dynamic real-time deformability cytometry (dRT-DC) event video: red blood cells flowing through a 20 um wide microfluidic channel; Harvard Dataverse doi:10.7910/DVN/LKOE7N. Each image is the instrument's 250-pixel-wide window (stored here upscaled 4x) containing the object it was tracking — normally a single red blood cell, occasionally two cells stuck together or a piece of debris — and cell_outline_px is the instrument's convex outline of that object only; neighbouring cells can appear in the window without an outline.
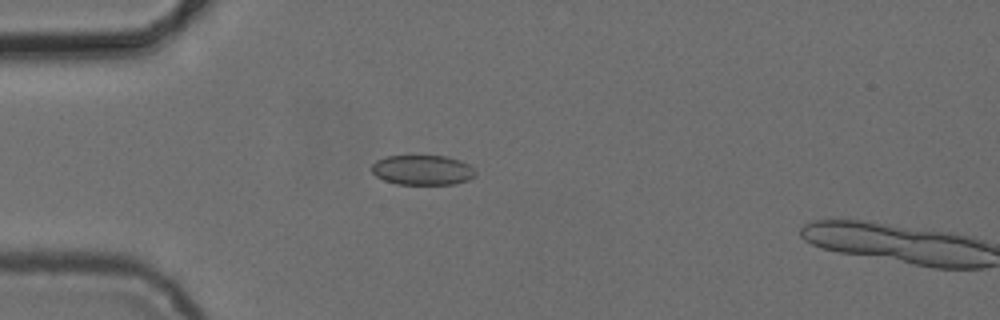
{"species": "common noctule bat (a hibernating species)", "species_latin": "Nyctalus noctula", "temperature_condition": "cold", "stored_images_in_passage": 3, "camera_frame_rate_fps": 3000, "um_per_image_px": 0.085, "animal": {"sex": "female", "body_mass_g": 24.6, "forearm_length_mm": 56.2}, "frame": {"image": 1, "passage_image": 2, "time_ms": 1.0, "image_size_px": [1000, 320], "cell_outline_px": [[476, 176], [468, 180], [452, 184], [396, 184], [384, 180], [376, 176], [372, 172], [372, 164], [376, 160], [384, 156], [444, 156], [460, 160], [468, 164], [476, 172]], "centroid_in_image_um": [35.9, 14.45], "position_along_channel_um": 49.1, "area_um2": 18.09}}